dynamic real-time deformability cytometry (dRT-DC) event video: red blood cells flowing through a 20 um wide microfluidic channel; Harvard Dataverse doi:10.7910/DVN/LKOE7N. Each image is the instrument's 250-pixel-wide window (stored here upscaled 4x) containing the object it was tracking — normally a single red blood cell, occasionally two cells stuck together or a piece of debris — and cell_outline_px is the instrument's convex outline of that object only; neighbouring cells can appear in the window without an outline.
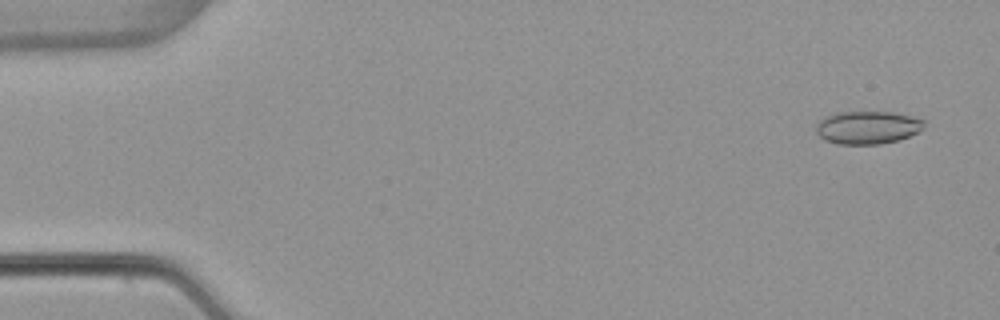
{"species": "common noctule bat (a hibernating species)", "species_latin": "Nyctalus noctula", "temperature_condition": "warm", "stored_images_in_passage": 53, "camera_frame_rate_fps": 3000, "um_per_image_px": 0.085, "animal": {"sex": "female", "body_mass_g": 22.7, "forearm_length_mm": 54.2}, "frame": {"image": 1, "passage_image": 3, "time_ms": 0.667, "image_size_px": [1000, 320], "cell_outline_px": [[924, 124], [920, 132], [900, 140], [880, 144], [836, 144], [824, 140], [816, 132], [816, 124], [824, 116], [836, 112], [892, 112], [924, 120]], "centroid_in_image_um": [73.72, 10.84], "position_along_channel_um": 11.3, "area_um2": 20.87}}
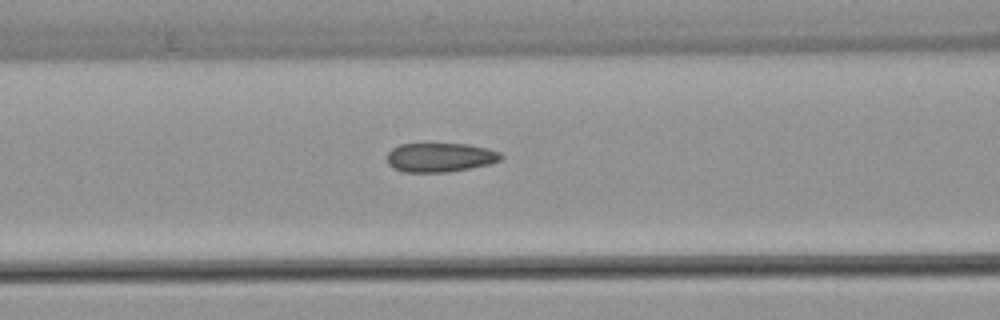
{"frame": {"image": 2, "passage_image": 22, "time_ms": 7.0, "image_size_px": [1000, 320], "cell_outline_px": [[504, 156], [500, 160], [488, 164], [472, 168], [448, 172], [404, 172], [392, 168], [388, 164], [388, 152], [392, 148], [400, 144], [468, 144], [488, 148], [500, 152]], "centroid_in_image_um": [37.42, 13.38], "position_along_channel_um": 129.2, "area_um2": 19.42}}
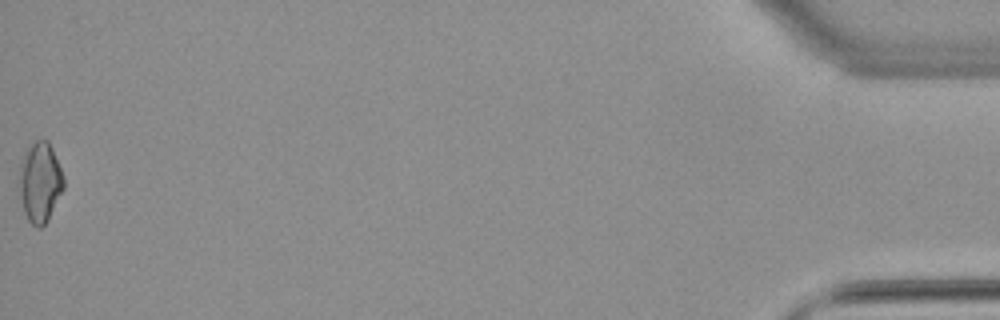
{"frame": {"image": 3, "passage_image": 53, "time_ms": 17.333, "image_size_px": [1000, 320], "cell_outline_px": [[64, 188], [48, 220], [40, 228], [36, 228], [28, 220], [24, 212], [16, 188], [20, 164], [24, 148], [36, 140], [48, 140], [52, 148], [64, 176]], "centroid_in_image_um": [3.35, 15.48], "position_along_channel_um": 431.8, "area_um2": 21.44}, "authors_computed_cell_mechanics": {"area_um2": 19.652, "velocity_mm_per_s": 3.9135, "shape_relaxation_time_tau1_ms": null, "shape_relaxation_time_tau2_ms": 2.4078, "deformation_change_tau1": null, "deformation_change_tau2": 0.0953}}